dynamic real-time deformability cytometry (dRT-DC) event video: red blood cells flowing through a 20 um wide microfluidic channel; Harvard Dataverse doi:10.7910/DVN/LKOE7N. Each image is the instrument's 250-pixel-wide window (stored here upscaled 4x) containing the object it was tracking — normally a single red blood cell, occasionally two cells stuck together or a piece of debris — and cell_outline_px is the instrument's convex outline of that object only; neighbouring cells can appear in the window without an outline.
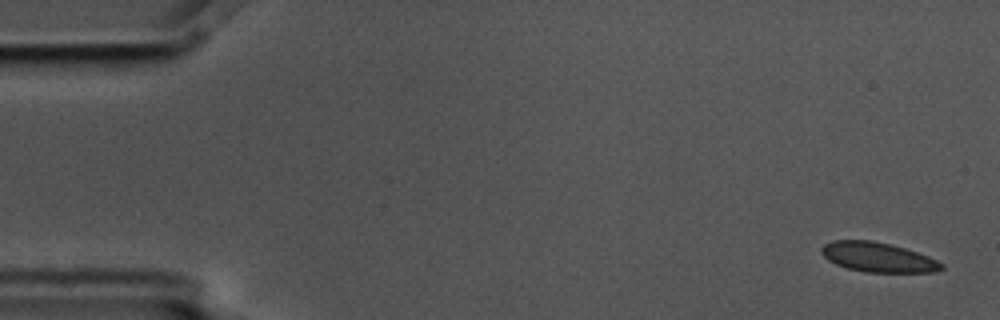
{"species": "common noctule bat (a hibernating species)", "species_latin": "Nyctalus noctula", "temperature_condition": "cold", "stored_images_in_passage": 4, "camera_frame_rate_fps": 3000, "um_per_image_px": 0.085, "animal": {"sex": "male", "body_mass_g": 17.5, "forearm_length_mm": 52.3}, "frame": {"image": 1, "passage_image": 1, "time_ms": 0.0, "image_size_px": [1000, 320], "cell_outline_px": [[944, 268], [936, 272], [864, 272], [848, 268], [836, 264], [828, 260], [820, 252], [820, 248], [824, 244], [832, 240], [872, 240], [892, 244], [928, 256], [944, 264]], "centroid_in_image_um": [74.61, 21.86], "position_along_channel_um": 10.4, "area_um2": 20.81}}
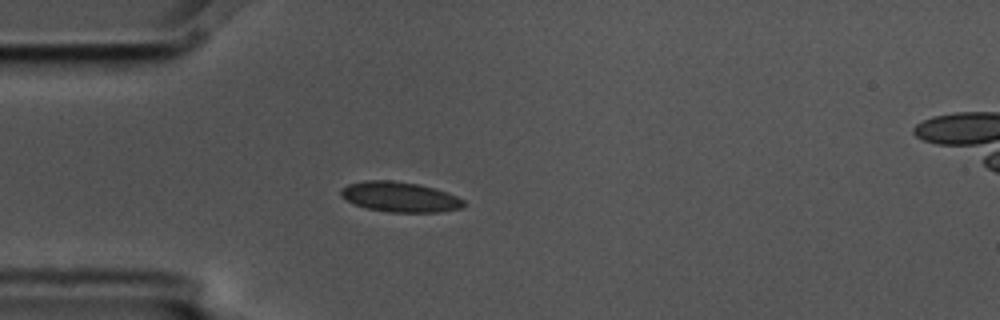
{"frame": {"image": 2, "passage_image": 4, "time_ms": 1.0, "image_size_px": [1000, 320], "cell_outline_px": [[468, 204], [464, 208], [440, 212], [388, 212], [368, 208], [356, 204], [340, 196], [340, 188], [348, 184], [364, 180], [392, 180], [416, 184], [448, 192], [464, 200]], "centroid_in_image_um": [34.02, 16.74], "position_along_channel_um": 51.0, "area_um2": 21.62}}